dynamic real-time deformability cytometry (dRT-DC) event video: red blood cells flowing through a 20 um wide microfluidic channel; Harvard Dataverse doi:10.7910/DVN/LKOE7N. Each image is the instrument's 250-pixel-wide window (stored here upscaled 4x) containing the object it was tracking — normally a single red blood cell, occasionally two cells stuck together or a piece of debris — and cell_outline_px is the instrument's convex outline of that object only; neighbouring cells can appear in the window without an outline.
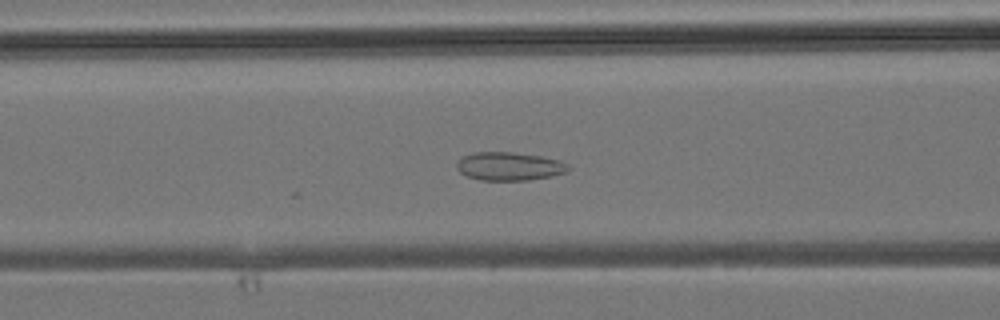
{"species": "common noctule bat (a hibernating species)", "species_latin": "Nyctalus noctula", "temperature_condition": "room temperature", "stored_images_in_passage": 36, "camera_frame_rate_fps": 3000, "um_per_image_px": 0.085, "animal": {"sex": "male", "body_mass_g": 19.2, "forearm_length_mm": 51.8}, "frame": {"image": 1, "passage_image": 13, "time_ms": 4.0, "image_size_px": [1000, 320], "cell_outline_px": [[572, 168], [568, 172], [552, 176], [528, 180], [480, 180], [468, 176], [460, 172], [456, 168], [456, 164], [464, 156], [472, 152], [512, 152], [540, 156], [560, 160], [568, 164]], "centroid_in_image_um": [43.33, 14.13], "position_along_channel_um": 123.3, "area_um2": 18.5}}
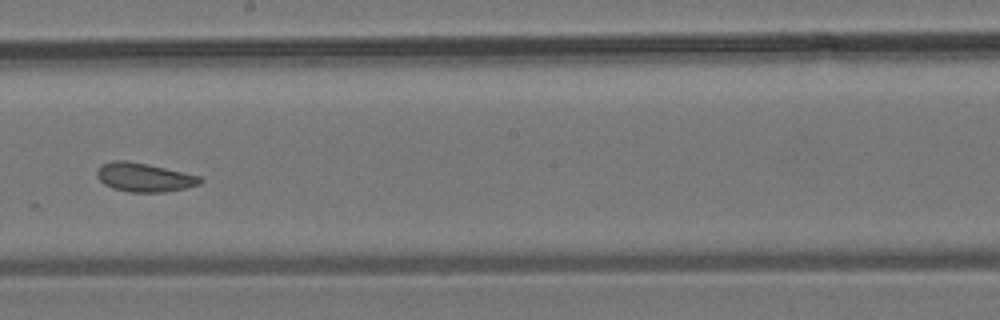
{"frame": {"image": 2, "passage_image": 20, "time_ms": 6.333, "image_size_px": [1000, 320], "cell_outline_px": [[204, 180], [200, 184], [184, 188], [164, 192], [128, 192], [112, 188], [104, 184], [96, 176], [96, 172], [104, 164], [112, 160], [124, 160], [148, 164], [200, 176]], "centroid_in_image_um": [12.25, 15.08], "position_along_channel_um": 235.9, "area_um2": 17.22}}
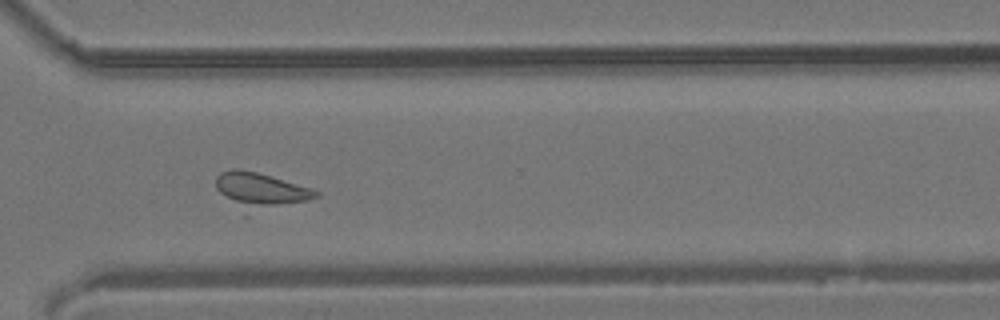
{"frame": {"image": 3, "passage_image": 27, "time_ms": 8.667, "image_size_px": [1000, 320], "cell_outline_px": [[320, 196], [308, 200], [248, 216], [244, 216], [216, 188], [216, 176], [220, 172], [232, 168], [236, 168], [256, 172], [312, 188], [320, 192]], "centroid_in_image_um": [22.11, 16.26], "position_along_channel_um": 348.5, "area_um2": 21.44}}